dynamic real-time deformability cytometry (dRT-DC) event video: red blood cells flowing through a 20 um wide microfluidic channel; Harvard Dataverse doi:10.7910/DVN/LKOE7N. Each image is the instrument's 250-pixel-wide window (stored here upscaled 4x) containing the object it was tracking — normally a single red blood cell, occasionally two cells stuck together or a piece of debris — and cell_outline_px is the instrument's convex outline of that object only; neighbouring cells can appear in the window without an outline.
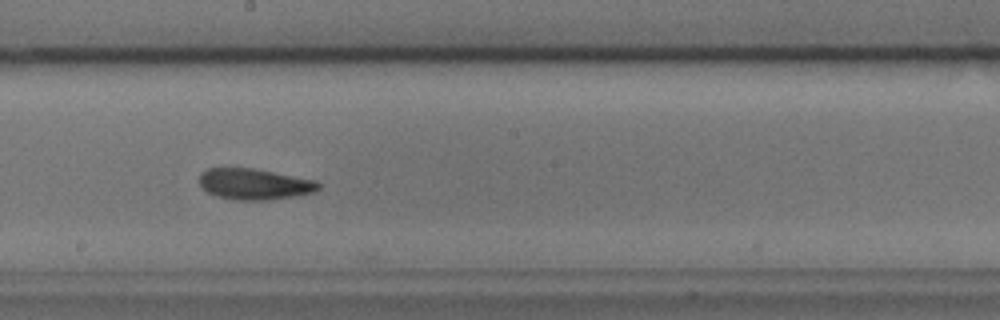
{"species": "common noctule bat (a hibernating species)", "species_latin": "Nyctalus noctula", "temperature_condition": "cold", "stored_images_in_passage": 19, "camera_frame_rate_fps": 3000, "um_per_image_px": 0.085, "animal": {"sex": "male", "body_mass_g": 17.9, "forearm_length_mm": 54.2}, "frame": {"image": 1, "passage_image": 18, "time_ms": 5.667, "image_size_px": [1000, 320], "cell_outline_px": [[320, 188], [316, 192], [296, 196], [272, 200], [236, 200], [216, 196], [208, 192], [200, 184], [200, 172], [208, 168], [252, 168], [316, 180], [320, 184]], "centroid_in_image_um": [21.65, 15.65], "position_along_channel_um": 226.5, "area_um2": 21.62}}